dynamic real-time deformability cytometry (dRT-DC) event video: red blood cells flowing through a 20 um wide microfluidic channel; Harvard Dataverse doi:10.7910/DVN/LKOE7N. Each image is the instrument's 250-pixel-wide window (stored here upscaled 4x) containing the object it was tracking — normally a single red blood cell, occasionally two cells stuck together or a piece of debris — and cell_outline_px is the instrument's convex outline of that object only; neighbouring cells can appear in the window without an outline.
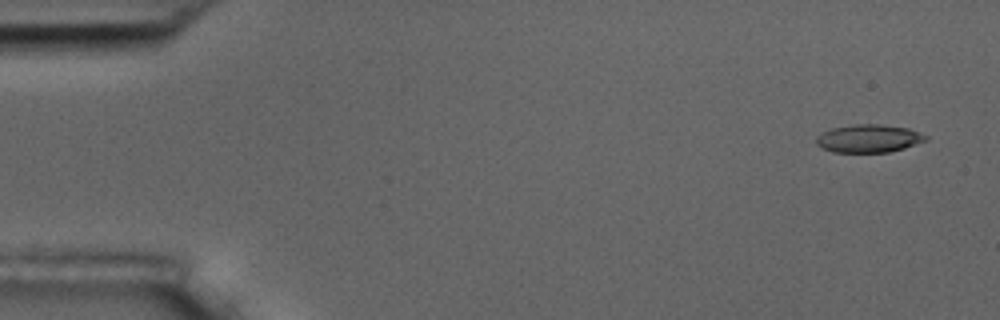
{"species": "common noctule bat (a hibernating species)", "species_latin": "Nyctalus noctula", "temperature_condition": "room temperature", "stored_images_in_passage": 10, "camera_frame_rate_fps": 3000, "um_per_image_px": 0.085, "animal": {"sex": "male", "body_mass_g": 17.5, "forearm_length_mm": 52.3}, "frame": {"image": 1, "passage_image": 1, "time_ms": 0.0, "image_size_px": [1000, 320], "cell_outline_px": [[928, 140], [904, 148], [888, 152], [832, 152], [820, 148], [816, 144], [816, 136], [832, 128], [852, 124], [880, 124], [908, 128], [928, 136]], "centroid_in_image_um": [73.82, 11.77], "position_along_channel_um": 11.2, "area_um2": 17.92}}
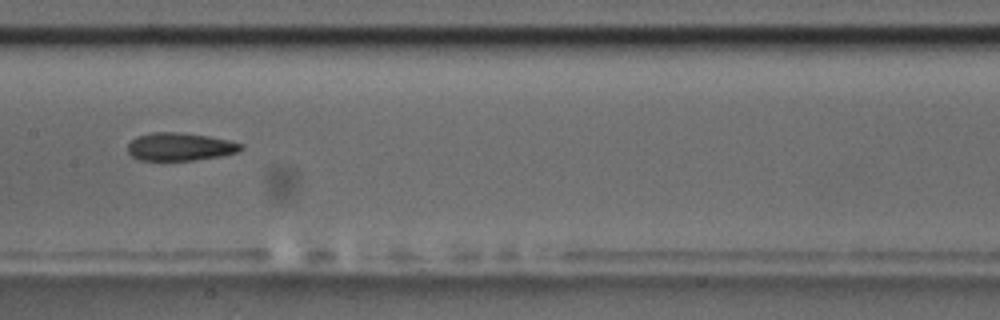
{"frame": {"image": 2, "passage_image": 8, "time_ms": 8.333, "image_size_px": [1000, 320], "cell_outline_px": [[244, 148], [236, 152], [220, 156], [196, 160], [140, 160], [132, 156], [128, 152], [128, 144], [136, 136], [152, 132], [180, 132], [208, 136], [228, 140], [244, 144]], "centroid_in_image_um": [15.3, 12.46], "position_along_channel_um": 192.1, "area_um2": 18.44}}
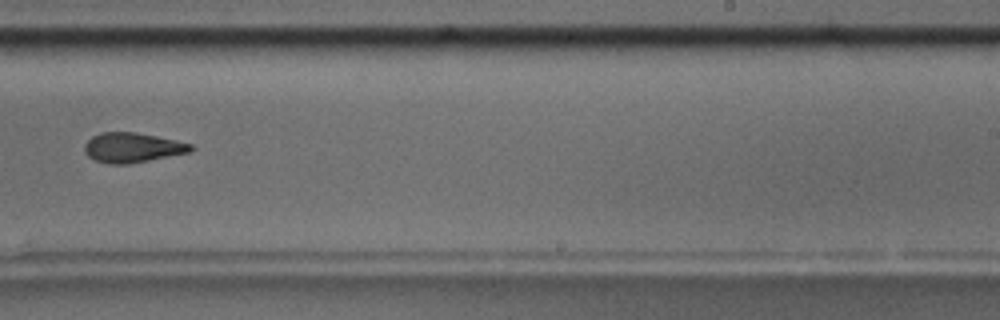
{"frame": {"image": 3, "passage_image": 10, "time_ms": 10.667, "image_size_px": [1000, 320], "cell_outline_px": [[196, 148], [192, 152], [128, 164], [108, 164], [96, 160], [88, 156], [84, 152], [84, 144], [92, 136], [100, 132], [136, 132], [176, 140], [192, 144]], "centroid_in_image_um": [11.27, 12.54], "position_along_channel_um": 277.7, "area_um2": 18.61}}